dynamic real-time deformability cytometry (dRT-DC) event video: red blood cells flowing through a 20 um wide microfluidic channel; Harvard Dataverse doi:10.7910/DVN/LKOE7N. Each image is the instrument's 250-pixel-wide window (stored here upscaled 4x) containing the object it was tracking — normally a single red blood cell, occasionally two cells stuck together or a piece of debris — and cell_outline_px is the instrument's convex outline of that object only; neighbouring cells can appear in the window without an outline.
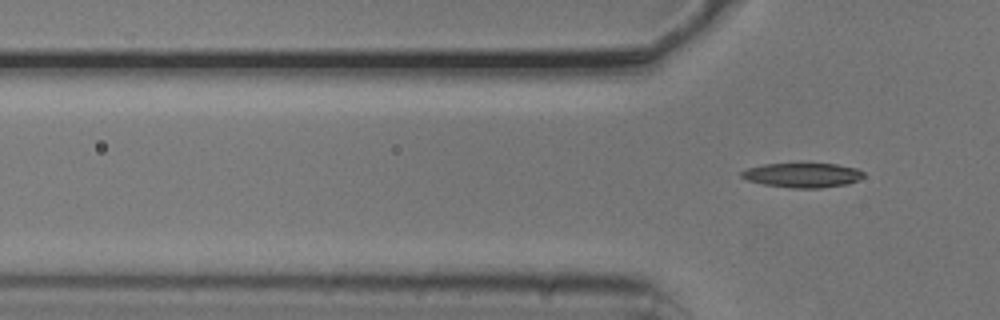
{"species": "common noctule bat (a hibernating species)", "species_latin": "Nyctalus noctula", "temperature_condition": "cold", "stored_images_in_passage": 4, "camera_frame_rate_fps": 3000, "um_per_image_px": 0.085, "animal": {"sex": "male", "body_mass_g": 20.5, "forearm_length_mm": 52.5}, "frame": {"image": 1, "passage_image": 4, "time_ms": 1.0, "image_size_px": [1000, 320], "cell_outline_px": [[864, 176], [860, 180], [848, 184], [820, 188], [792, 188], [764, 184], [748, 180], [740, 176], [740, 172], [748, 168], [764, 164], [836, 164], [856, 168], [864, 172]], "centroid_in_image_um": [68.25, 14.89], "position_along_channel_um": 57.6, "area_um2": 17.4}}